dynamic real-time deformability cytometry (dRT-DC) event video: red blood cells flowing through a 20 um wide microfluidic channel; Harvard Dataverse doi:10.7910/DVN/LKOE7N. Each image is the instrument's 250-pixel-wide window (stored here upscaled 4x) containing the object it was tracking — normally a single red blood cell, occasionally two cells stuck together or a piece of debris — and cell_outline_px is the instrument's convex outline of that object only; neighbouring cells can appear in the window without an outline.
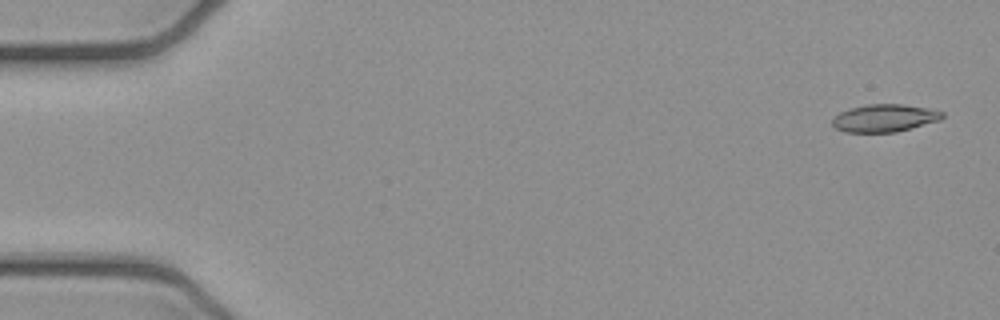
{"species": "common noctule bat (a hibernating species)", "species_latin": "Nyctalus noctula", "temperature_condition": "cold", "stored_images_in_passage": 5, "camera_frame_rate_fps": 3000, "um_per_image_px": 0.085, "animal": {"sex": "female", "body_mass_g": 21.9}, "frame": {"image": 1, "passage_image": 1, "time_ms": 0.0, "image_size_px": [1000, 320], "cell_outline_px": [[944, 116], [940, 120], [896, 132], [844, 132], [836, 128], [832, 124], [832, 120], [840, 112], [848, 108], [868, 104], [904, 104], [928, 108], [944, 112]], "centroid_in_image_um": [75.18, 10.03], "position_along_channel_um": 9.8, "area_um2": 17.69}}
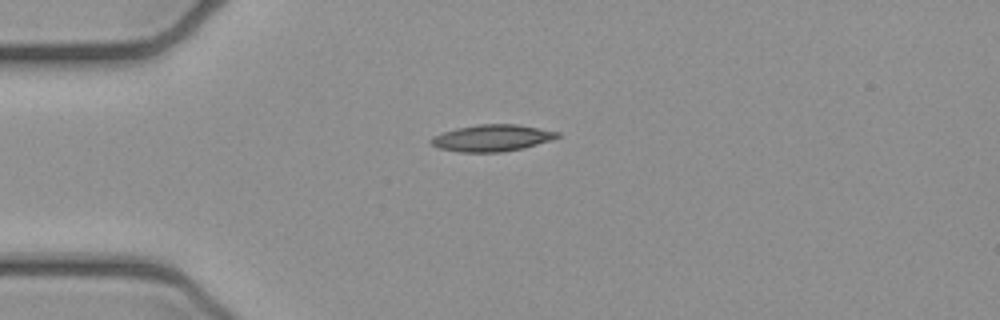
{"frame": {"image": 2, "passage_image": 4, "time_ms": 1.0, "image_size_px": [1000, 320], "cell_outline_px": [[560, 136], [524, 148], [500, 152], [460, 152], [440, 148], [432, 144], [428, 140], [432, 136], [456, 128], [480, 124], [516, 124], [560, 132]], "centroid_in_image_um": [41.79, 11.72], "position_along_channel_um": 43.2, "area_um2": 19.42}}